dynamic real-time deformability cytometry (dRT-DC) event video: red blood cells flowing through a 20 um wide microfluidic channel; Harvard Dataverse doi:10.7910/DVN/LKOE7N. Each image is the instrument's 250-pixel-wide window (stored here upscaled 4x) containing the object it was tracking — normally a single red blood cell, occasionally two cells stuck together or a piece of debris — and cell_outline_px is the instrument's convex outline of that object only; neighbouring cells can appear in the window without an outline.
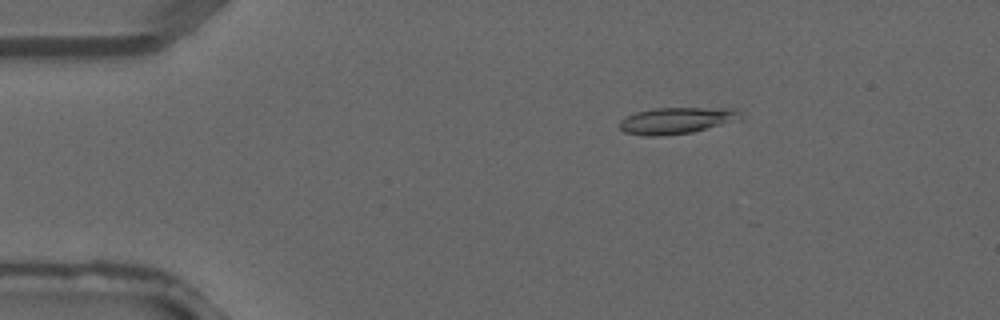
{"species": "common noctule bat (a hibernating species)", "species_latin": "Nyctalus noctula", "temperature_condition": "warm", "stored_images_in_passage": 2, "camera_frame_rate_fps": 3000, "um_per_image_px": 0.085, "animal": {"sex": "male", "forearm_length_mm": 52.5}, "frame": {"image": 1, "passage_image": 1, "time_ms": 0.0, "image_size_px": [1000, 320], "cell_outline_px": [[740, 120], [692, 132], [660, 136], [644, 136], [624, 132], [620, 128], [620, 120], [636, 112], [656, 108], [736, 108], [740, 112]], "centroid_in_image_um": [57.52, 10.25], "position_along_channel_um": 27.5, "area_um2": 18.61}}